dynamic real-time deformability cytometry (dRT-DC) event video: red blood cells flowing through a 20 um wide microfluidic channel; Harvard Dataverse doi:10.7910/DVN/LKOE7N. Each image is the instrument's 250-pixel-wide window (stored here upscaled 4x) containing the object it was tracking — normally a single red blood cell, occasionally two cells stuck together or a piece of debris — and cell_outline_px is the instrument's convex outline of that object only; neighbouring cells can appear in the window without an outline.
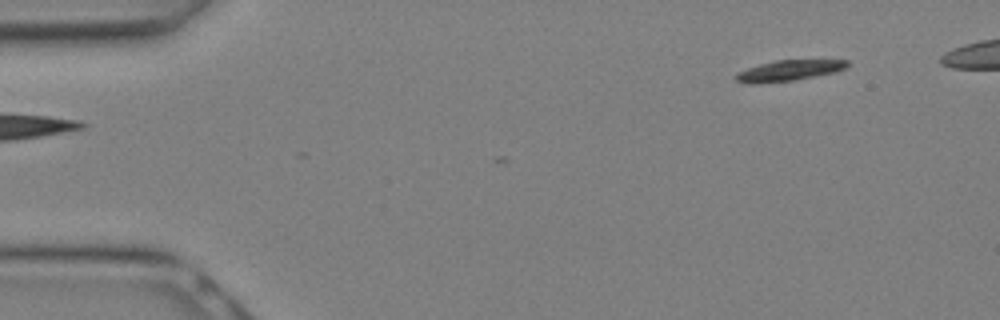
{"species": "Egyptian fruit bat (a non-hibernating species)", "species_latin": "Rousettus aegyptiacus", "temperature_condition": "warm", "stored_images_in_passage": 2, "camera_frame_rate_fps": 3000, "um_per_image_px": 0.085, "animal": {"sex": "female"}, "frame": {"image": 1, "passage_image": 2, "time_ms": 0.333, "image_size_px": [1000, 320], "cell_outline_px": [[848, 64], [844, 68], [832, 72], [792, 80], [756, 84], [748, 84], [736, 80], [736, 76], [740, 72], [748, 68], [772, 60], [848, 60]], "centroid_in_image_um": [67.0, 5.99], "position_along_channel_um": 18.0, "area_um2": 13.01}}